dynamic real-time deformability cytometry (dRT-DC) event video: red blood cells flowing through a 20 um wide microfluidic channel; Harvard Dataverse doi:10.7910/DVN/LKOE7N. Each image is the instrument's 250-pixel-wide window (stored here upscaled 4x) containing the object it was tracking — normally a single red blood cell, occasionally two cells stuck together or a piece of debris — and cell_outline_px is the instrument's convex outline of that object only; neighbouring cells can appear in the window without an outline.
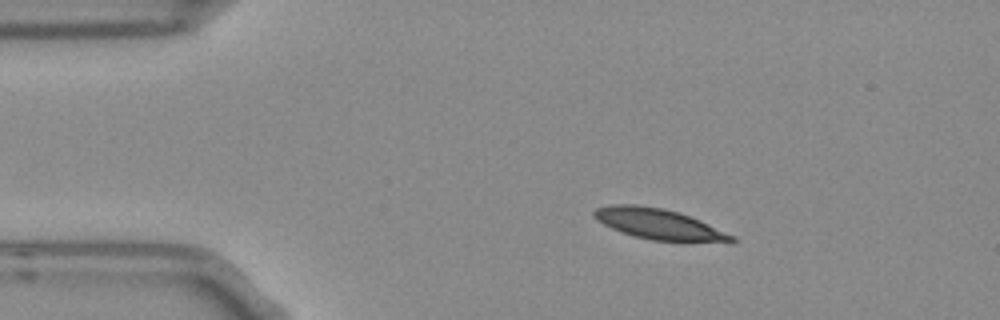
{"species": "Egyptian fruit bat (a non-hibernating species)", "species_latin": "Rousettus aegyptiacus", "temperature_condition": "room temperature", "stored_images_in_passage": 13, "camera_frame_rate_fps": 3000, "um_per_image_px": 0.085, "frame": {"image": 1, "passage_image": 2, "time_ms": 0.333, "image_size_px": [1000, 320], "cell_outline_px": [[736, 240], [652, 240], [636, 236], [612, 228], [596, 220], [592, 216], [592, 212], [596, 208], [612, 204], [636, 204], [664, 208], [700, 220], [736, 236]], "centroid_in_image_um": [55.88, 18.99], "position_along_channel_um": 29.1, "area_um2": 23.7}}
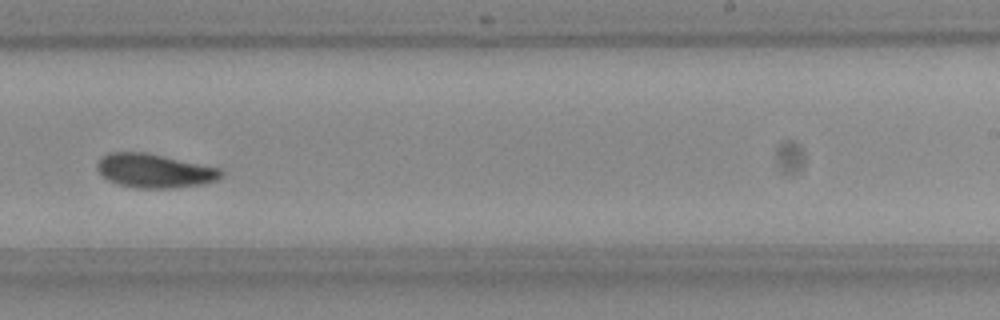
{"frame": {"image": 2, "passage_image": 8, "time_ms": 2.333, "image_size_px": [1000, 320], "cell_outline_px": [[224, 172], [216, 180], [204, 184], [172, 188], [136, 188], [120, 184], [108, 180], [96, 168], [96, 164], [108, 152], [144, 152], [220, 168]], "centroid_in_image_um": [13.13, 14.52], "position_along_channel_um": 275.9, "area_um2": 24.22}}
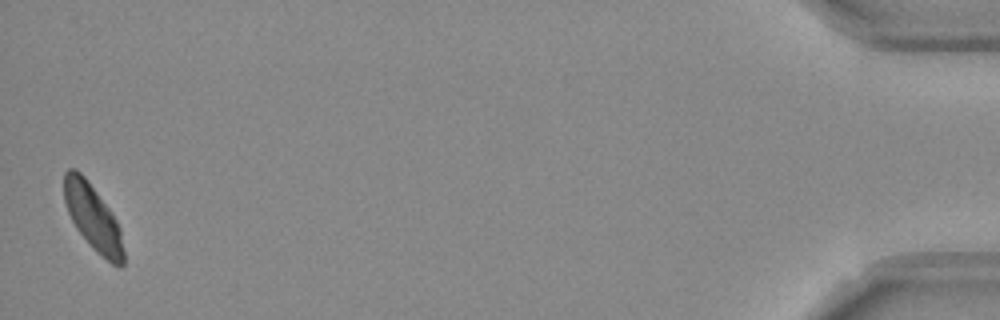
{"frame": {"image": 3, "passage_image": 13, "time_ms": 4.0, "image_size_px": [1000, 320], "cell_outline_px": [[124, 264], [120, 268], [112, 264], [96, 252], [92, 248], [76, 228], [68, 212], [64, 200], [64, 172], [68, 168], [72, 168], [80, 172], [84, 176], [112, 212], [120, 228], [124, 252]], "centroid_in_image_um": [7.91, 18.51], "position_along_channel_um": 427.3, "area_um2": 22.77}}